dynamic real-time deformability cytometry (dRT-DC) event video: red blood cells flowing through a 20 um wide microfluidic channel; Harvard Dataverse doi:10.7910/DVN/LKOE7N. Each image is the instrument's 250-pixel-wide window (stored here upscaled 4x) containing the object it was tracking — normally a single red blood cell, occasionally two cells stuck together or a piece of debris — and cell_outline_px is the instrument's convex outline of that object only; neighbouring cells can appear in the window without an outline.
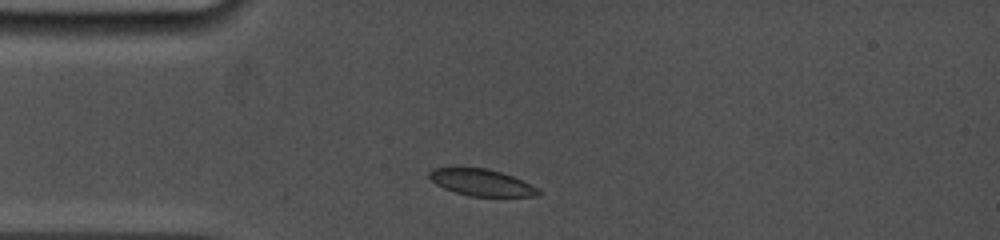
{"species": "common noctule bat (a hibernating species)", "species_latin": "Nyctalus noctula", "temperature_condition": "cold", "stored_images_in_passage": 5, "camera_frame_rate_fps": 5000, "um_per_image_px": 0.085, "animal": {"sex": "female", "body_mass_g": 19.0, "forearm_length_mm": 53.3}, "frame": {"image": 1, "passage_image": 1, "time_ms": 0.0, "image_size_px": [1000, 240], "cell_outline_px": [[540, 192], [536, 196], [468, 196], [444, 188], [436, 184], [428, 176], [428, 172], [432, 168], [488, 168], [512, 176], [540, 188]], "centroid_in_image_um": [40.93, 15.51], "position_along_channel_um": 44.1, "area_um2": 16.82}}
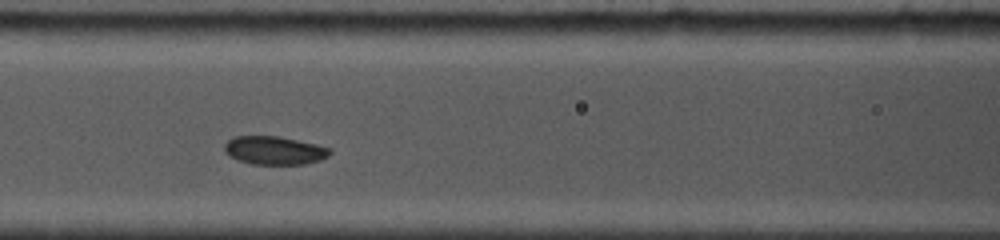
{"frame": {"image": 2, "passage_image": 4, "time_ms": 3.0, "image_size_px": [1000, 240], "cell_outline_px": [[332, 152], [328, 156], [320, 160], [304, 164], [252, 164], [236, 160], [224, 152], [224, 144], [232, 136], [280, 136], [316, 144], [332, 148]], "centroid_in_image_um": [23.31, 12.78], "position_along_channel_um": 143.3, "area_um2": 17.63}}
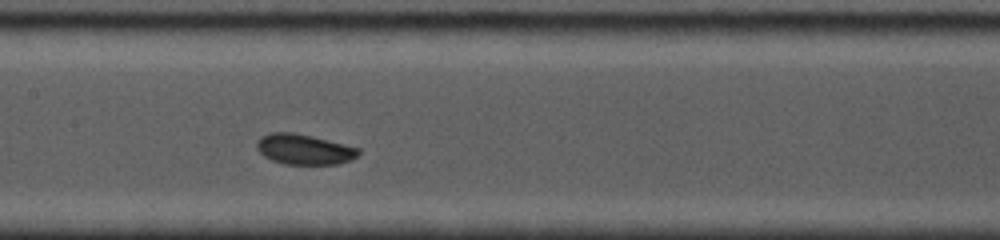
{"frame": {"image": 3, "passage_image": 5, "time_ms": 4.0, "image_size_px": [1000, 240], "cell_outline_px": [[360, 152], [352, 160], [336, 164], [284, 164], [272, 160], [264, 156], [256, 148], [256, 140], [260, 136], [268, 132], [292, 132], [312, 136], [360, 148]], "centroid_in_image_um": [25.82, 12.68], "position_along_channel_um": 181.6, "area_um2": 18.09}}